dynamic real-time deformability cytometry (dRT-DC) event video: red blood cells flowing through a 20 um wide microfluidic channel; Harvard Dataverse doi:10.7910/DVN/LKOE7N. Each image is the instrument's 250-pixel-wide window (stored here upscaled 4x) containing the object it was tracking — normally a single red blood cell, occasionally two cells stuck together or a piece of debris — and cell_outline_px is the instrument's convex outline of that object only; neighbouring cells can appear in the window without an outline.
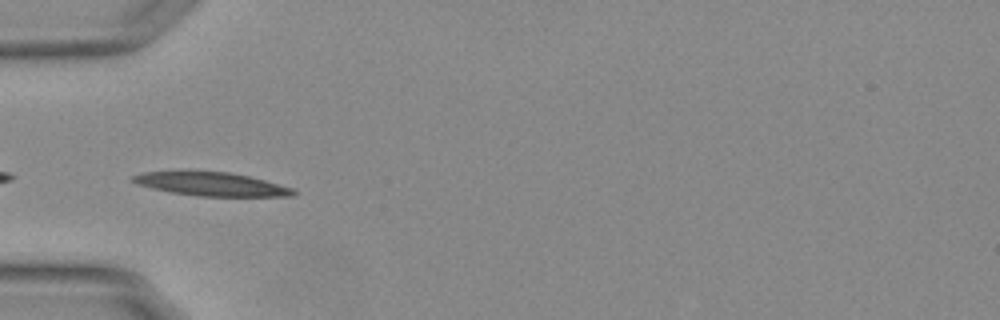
{"species": "Egyptian fruit bat (a non-hibernating species)", "species_latin": "Rousettus aegyptiacus", "temperature_condition": "warm", "stored_images_in_passage": 30, "camera_frame_rate_fps": 3000, "um_per_image_px": 0.085, "animal": {"sex": "female"}, "frame": {"image": 1, "passage_image": 1, "time_ms": 0.0, "image_size_px": [1000, 320], "cell_outline_px": [[296, 192], [292, 196], [196, 196], [172, 192], [152, 188], [136, 184], [132, 180], [132, 176], [144, 172], [180, 168], [188, 168], [228, 172], [248, 176], [264, 180], [292, 188]], "centroid_in_image_um": [17.83, 15.59], "position_along_channel_um": 67.2, "area_um2": 22.83}}